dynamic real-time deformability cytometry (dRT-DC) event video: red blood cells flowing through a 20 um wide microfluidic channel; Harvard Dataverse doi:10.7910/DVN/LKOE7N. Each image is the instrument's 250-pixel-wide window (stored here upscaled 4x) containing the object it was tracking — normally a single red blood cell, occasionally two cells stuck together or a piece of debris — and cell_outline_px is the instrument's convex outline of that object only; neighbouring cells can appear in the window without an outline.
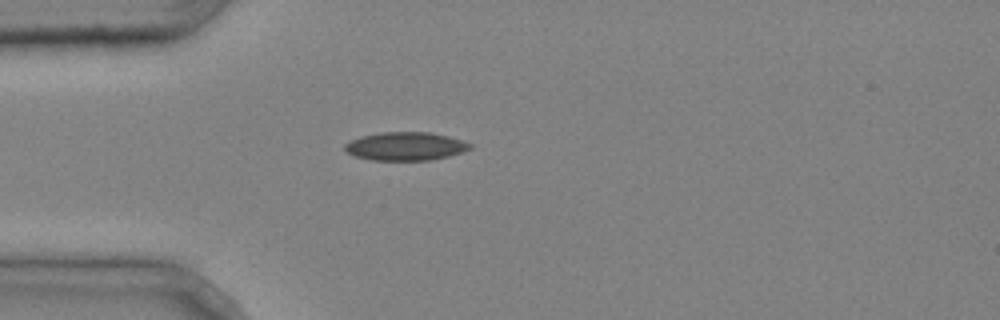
{"species": "common noctule bat (a hibernating species)", "species_latin": "Nyctalus noctula", "temperature_condition": "cold", "stored_images_in_passage": 4, "camera_frame_rate_fps": 3000, "um_per_image_px": 0.085, "animal": {"sex": "male", "body_mass_g": 20.4}, "frame": {"image": 1, "passage_image": 4, "time_ms": 1.0, "image_size_px": [1000, 320], "cell_outline_px": [[472, 148], [448, 156], [428, 160], [372, 160], [356, 156], [348, 152], [344, 148], [344, 144], [348, 140], [360, 136], [380, 132], [432, 132], [448, 136], [472, 144]], "centroid_in_image_um": [34.43, 12.42], "position_along_channel_um": 50.6, "area_um2": 20.63}}